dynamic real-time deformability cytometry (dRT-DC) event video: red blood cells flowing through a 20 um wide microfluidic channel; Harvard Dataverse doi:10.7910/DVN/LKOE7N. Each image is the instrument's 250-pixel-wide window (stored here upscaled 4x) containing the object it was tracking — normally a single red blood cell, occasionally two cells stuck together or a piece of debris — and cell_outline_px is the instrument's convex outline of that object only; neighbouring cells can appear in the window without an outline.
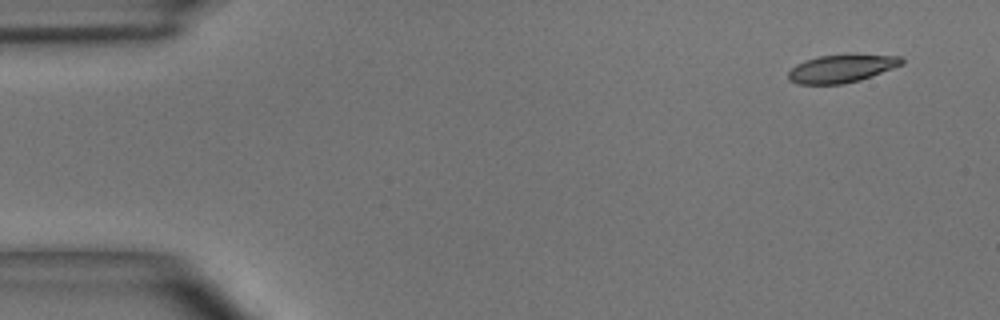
{"species": "common noctule bat (a hibernating species)", "species_latin": "Nyctalus noctula", "temperature_condition": "room temperature", "stored_images_in_passage": 4, "camera_frame_rate_fps": 3000, "um_per_image_px": 0.085, "animal": {"sex": "male", "body_mass_g": 15.6}, "frame": {"image": 1, "passage_image": 1, "time_ms": 0.0, "image_size_px": [1000, 320], "cell_outline_px": [[904, 64], [860, 80], [844, 84], [796, 84], [788, 80], [788, 72], [796, 64], [804, 60], [820, 56], [848, 52], [900, 56], [904, 60]], "centroid_in_image_um": [71.55, 5.79], "position_along_channel_um": 13.4, "area_um2": 19.13}}